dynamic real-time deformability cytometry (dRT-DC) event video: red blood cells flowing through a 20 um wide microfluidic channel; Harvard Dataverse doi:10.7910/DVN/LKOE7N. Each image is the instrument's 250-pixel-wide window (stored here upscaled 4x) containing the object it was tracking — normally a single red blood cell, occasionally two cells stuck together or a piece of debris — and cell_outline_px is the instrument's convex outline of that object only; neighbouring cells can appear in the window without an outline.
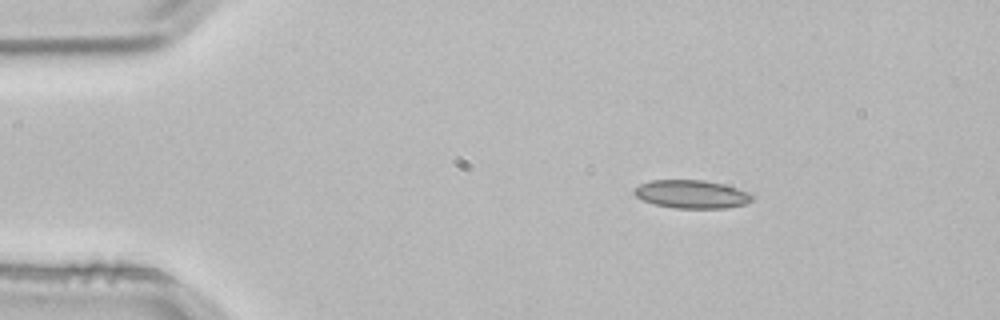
{"species": "common noctule bat (a hibernating species)", "species_latin": "Nyctalus noctula", "temperature_condition": "room temperature", "stored_images_in_passage": 2, "camera_frame_rate_fps": 3000, "um_per_image_px": 0.085, "animal": {"sex": "male", "body_mass_g": 21.5, "forearm_length_mm": 52.0}, "frame": {"image": 1, "passage_image": 1, "time_ms": 0.0, "image_size_px": [1000, 320], "cell_outline_px": [[756, 196], [752, 200], [744, 204], [724, 208], [672, 208], [656, 204], [644, 200], [636, 196], [632, 192], [632, 188], [648, 180], [704, 180], [724, 184], [748, 192]], "centroid_in_image_um": [58.77, 16.5], "position_along_channel_um": 26.2, "area_um2": 19.48}}